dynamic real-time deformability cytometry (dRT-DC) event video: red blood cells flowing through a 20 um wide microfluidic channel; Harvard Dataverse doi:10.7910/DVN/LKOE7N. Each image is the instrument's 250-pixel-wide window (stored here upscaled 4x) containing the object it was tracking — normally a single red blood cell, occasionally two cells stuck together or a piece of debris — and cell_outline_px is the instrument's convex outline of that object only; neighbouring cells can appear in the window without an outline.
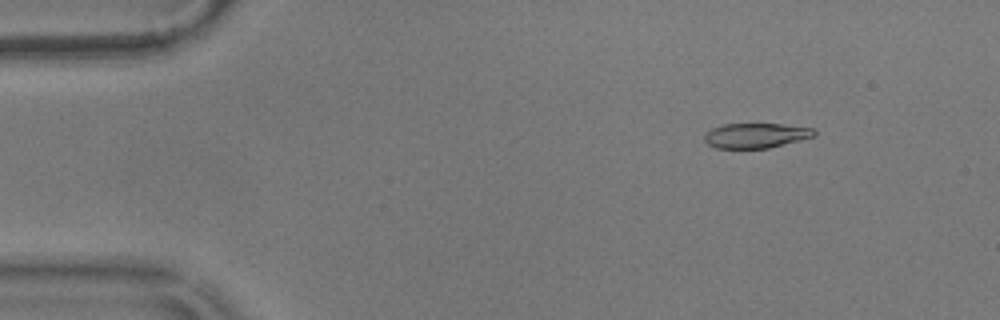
{"species": "common noctule bat (a hibernating species)", "species_latin": "Nyctalus noctula", "temperature_condition": "warm", "stored_images_in_passage": 32, "camera_frame_rate_fps": 3000, "um_per_image_px": 0.085, "animal": {"sex": "male", "body_mass_g": 17.9}, "frame": {"image": 1, "passage_image": 7, "time_ms": 2.0, "image_size_px": [1000, 320], "cell_outline_px": [[816, 136], [768, 148], [716, 148], [708, 144], [704, 140], [704, 132], [712, 128], [724, 124], [784, 124], [812, 128], [816, 132]], "centroid_in_image_um": [64.23, 11.51], "position_along_channel_um": 20.8, "area_um2": 15.95}}
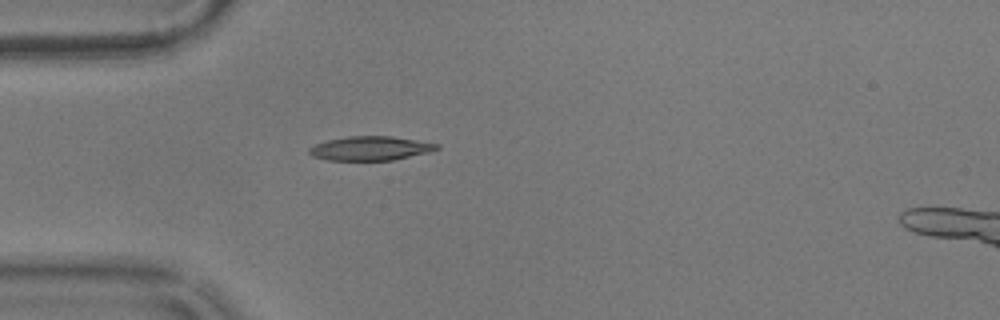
{"frame": {"image": 2, "passage_image": 16, "time_ms": 5.0, "image_size_px": [1000, 320], "cell_outline_px": [[440, 148], [428, 152], [392, 160], [328, 160], [312, 156], [308, 152], [308, 148], [316, 144], [328, 140], [348, 136], [392, 136], [440, 144]], "centroid_in_image_um": [31.47, 12.6], "position_along_channel_um": 53.5, "area_um2": 17.8}}
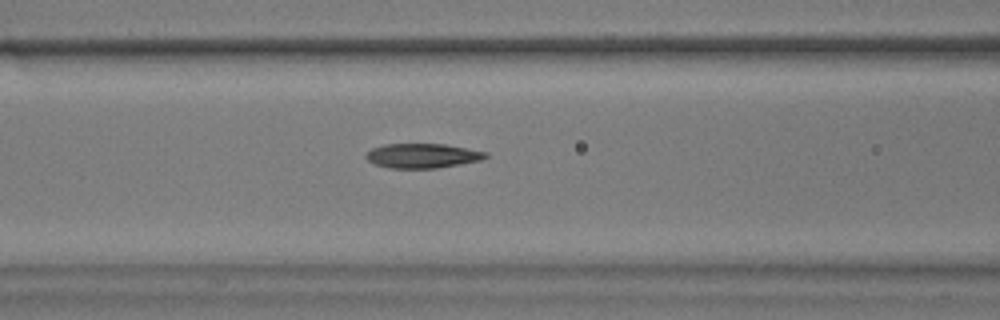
{"frame": {"image": 3, "passage_image": 23, "time_ms": 7.333, "image_size_px": [1000, 320], "cell_outline_px": [[488, 156], [484, 160], [436, 168], [388, 168], [376, 164], [368, 160], [364, 156], [372, 148], [384, 144], [444, 144], [488, 152]], "centroid_in_image_um": [35.93, 13.24], "position_along_channel_um": 130.7, "area_um2": 17.11}}